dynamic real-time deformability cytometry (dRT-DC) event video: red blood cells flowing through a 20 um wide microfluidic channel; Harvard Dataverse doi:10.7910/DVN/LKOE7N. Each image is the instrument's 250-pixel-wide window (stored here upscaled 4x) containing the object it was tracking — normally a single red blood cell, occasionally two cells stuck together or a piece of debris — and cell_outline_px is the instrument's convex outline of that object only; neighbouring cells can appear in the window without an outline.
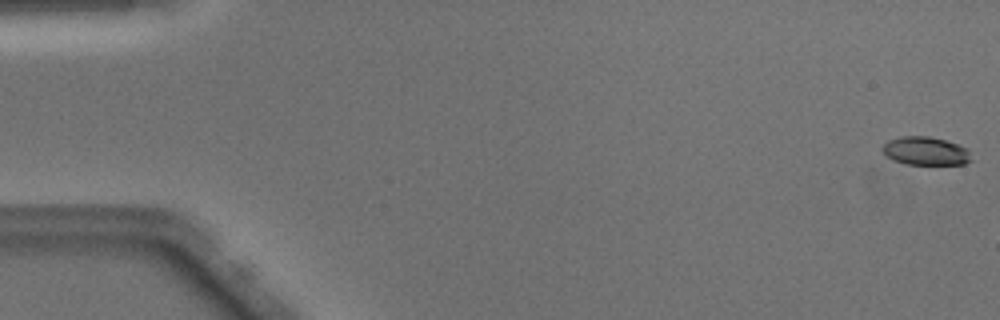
{"species": "Egyptian fruit bat (a non-hibernating species)", "species_latin": "Rousettus aegyptiacus", "temperature_condition": "warm", "stored_images_in_passage": 16, "camera_frame_rate_fps": 3000, "um_per_image_px": 0.085, "animal": {"sex": "male"}, "frame": {"image": 1, "passage_image": 1, "time_ms": 0.0, "image_size_px": [1000, 320], "cell_outline_px": [[972, 160], [964, 164], [908, 164], [896, 160], [888, 156], [880, 148], [888, 140], [900, 136], [928, 136], [944, 140], [968, 148]], "centroid_in_image_um": [78.69, 12.82], "position_along_channel_um": 6.3, "area_um2": 14.51}}
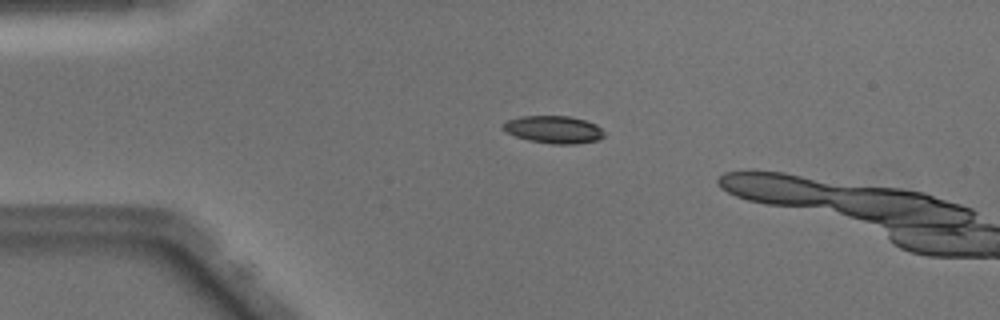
{"frame": {"image": 2, "passage_image": 12, "time_ms": 3.667, "image_size_px": [1000, 320], "cell_outline_px": [[604, 136], [596, 140], [576, 144], [552, 144], [528, 140], [516, 136], [508, 132], [504, 128], [504, 124], [508, 120], [520, 116], [568, 116], [584, 120], [596, 124], [604, 132]], "centroid_in_image_um": [47.09, 11.01], "position_along_channel_um": 37.9, "area_um2": 15.95}}